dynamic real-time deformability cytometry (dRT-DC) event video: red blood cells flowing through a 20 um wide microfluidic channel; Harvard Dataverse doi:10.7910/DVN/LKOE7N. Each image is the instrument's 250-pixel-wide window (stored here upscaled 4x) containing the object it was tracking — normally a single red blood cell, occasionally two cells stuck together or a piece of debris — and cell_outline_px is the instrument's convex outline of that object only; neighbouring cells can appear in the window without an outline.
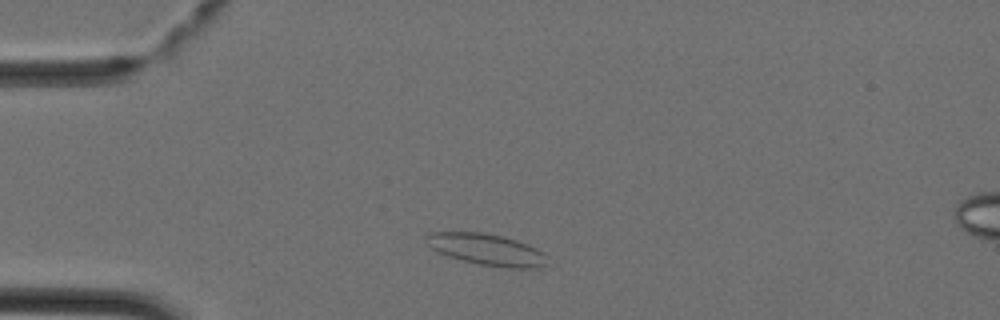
{"species": "Egyptian fruit bat (a non-hibernating species)", "species_latin": "Rousettus aegyptiacus", "temperature_condition": "cold", "stored_images_in_passage": 28, "camera_frame_rate_fps": 3000, "um_per_image_px": 0.085, "animal": {"sex": "female"}, "frame": {"image": 1, "passage_image": 3, "time_ms": 0.667, "image_size_px": [1000, 320], "cell_outline_px": [[548, 264], [536, 268], [508, 268], [480, 264], [448, 256], [432, 248], [428, 244], [424, 236], [428, 232], [480, 232], [500, 236], [516, 240], [528, 244], [544, 252], [548, 256]], "centroid_in_image_um": [41.41, 21.21], "position_along_channel_um": 43.6, "area_um2": 22.14}}
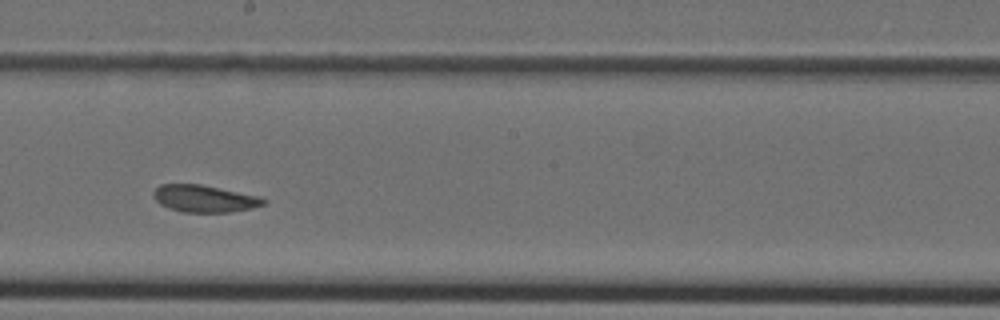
{"frame": {"image": 2, "passage_image": 17, "time_ms": 5.333, "image_size_px": [1000, 320], "cell_outline_px": [[268, 200], [264, 204], [252, 208], [228, 212], [184, 212], [168, 208], [160, 204], [152, 196], [152, 192], [160, 184], [200, 184], [256, 196]], "centroid_in_image_um": [17.32, 16.88], "position_along_channel_um": 230.9, "area_um2": 17.17}}
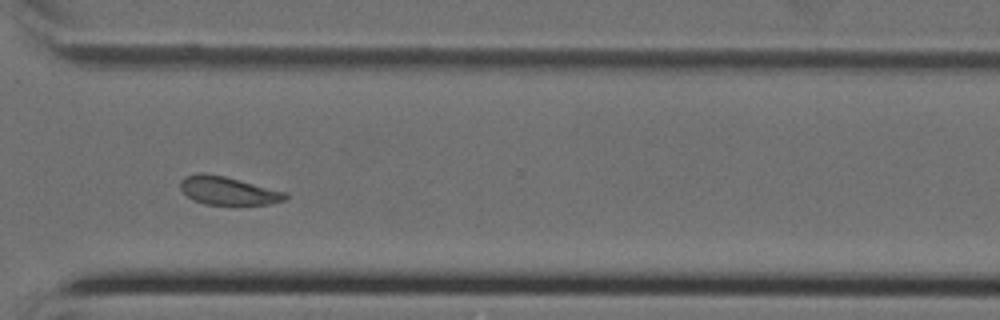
{"frame": {"image": 3, "passage_image": 25, "time_ms": 8.0, "image_size_px": [1000, 320], "cell_outline_px": [[288, 196], [284, 200], [268, 204], [204, 204], [192, 200], [180, 188], [180, 180], [184, 176], [196, 172], [204, 172], [224, 176], [288, 192]], "centroid_in_image_um": [19.35, 16.19], "position_along_channel_um": 351.2, "area_um2": 17.34}}